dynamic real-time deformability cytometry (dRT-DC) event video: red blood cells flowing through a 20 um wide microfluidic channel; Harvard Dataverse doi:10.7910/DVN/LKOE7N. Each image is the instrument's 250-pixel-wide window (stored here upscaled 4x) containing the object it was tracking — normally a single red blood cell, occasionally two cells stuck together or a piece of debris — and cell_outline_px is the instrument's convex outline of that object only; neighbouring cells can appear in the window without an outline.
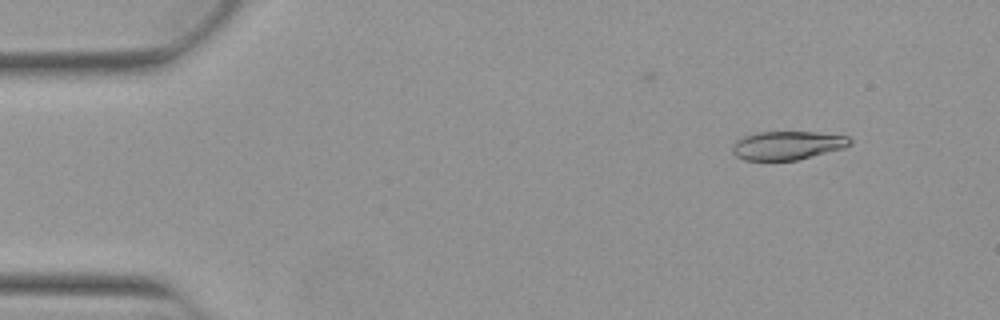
{"species": "Egyptian fruit bat (a non-hibernating species)", "species_latin": "Rousettus aegyptiacus", "temperature_condition": "warm", "stored_images_in_passage": 49, "camera_frame_rate_fps": 3000, "um_per_image_px": 0.085, "animal": {"sex": "female"}, "frame": {"image": 1, "passage_image": 2, "time_ms": 0.333, "image_size_px": [1000, 320], "cell_outline_px": [[852, 144], [844, 148], [796, 160], [744, 160], [736, 156], [732, 152], [732, 144], [736, 140], [744, 136], [756, 132], [816, 132], [848, 136], [852, 140]], "centroid_in_image_um": [66.92, 12.35], "position_along_channel_um": 18.1, "area_um2": 19.65}}
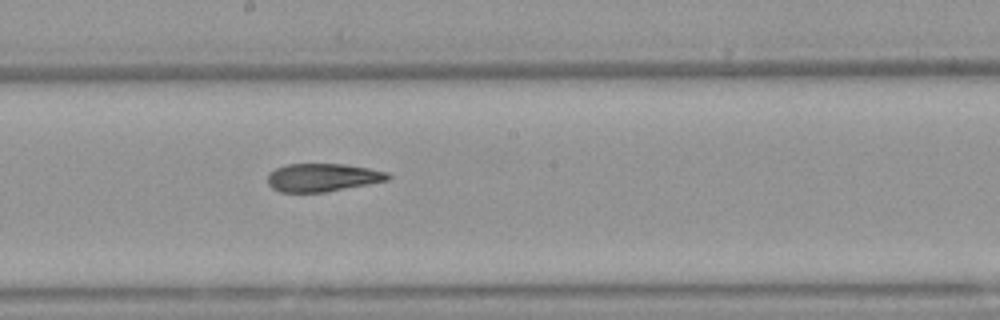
{"frame": {"image": 2, "passage_image": 25, "time_ms": 8.0, "image_size_px": [1000, 320], "cell_outline_px": [[392, 176], [388, 180], [368, 184], [324, 192], [280, 192], [272, 188], [268, 184], [268, 172], [284, 164], [344, 164], [368, 168], [388, 172]], "centroid_in_image_um": [27.4, 15.08], "position_along_channel_um": 220.8, "area_um2": 19.71}}
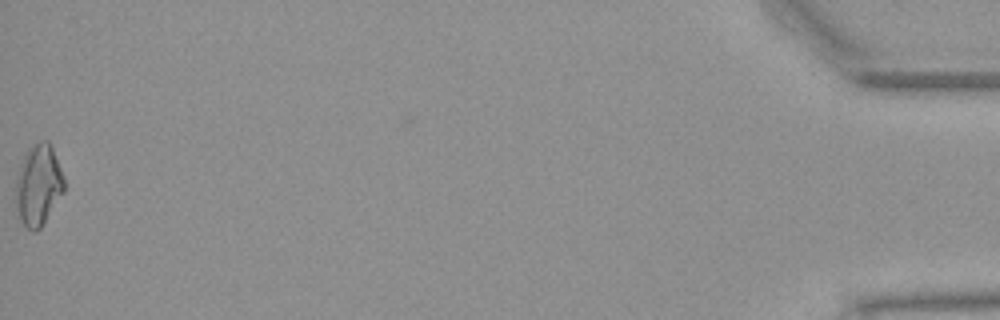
{"frame": {"image": 3, "passage_image": 49, "time_ms": 16.0, "image_size_px": [1000, 320], "cell_outline_px": [[64, 192], [40, 228], [36, 232], [32, 232], [24, 224], [16, 208], [16, 180], [24, 156], [28, 148], [40, 140], [48, 140], [52, 148], [64, 176]], "centroid_in_image_um": [3.28, 15.72], "position_along_channel_um": 431.9, "area_um2": 22.54}, "authors_computed_cell_mechanics": {"area_um2": 20.5768, "velocity_mm_per_s": 3.9048, "shape_relaxation_time_tau1_ms": 5.488, "shape_relaxation_time_tau2_ms": 3.4633, "deformation_change_tau1": 0.19, "deformation_change_tau2": 0.13}}